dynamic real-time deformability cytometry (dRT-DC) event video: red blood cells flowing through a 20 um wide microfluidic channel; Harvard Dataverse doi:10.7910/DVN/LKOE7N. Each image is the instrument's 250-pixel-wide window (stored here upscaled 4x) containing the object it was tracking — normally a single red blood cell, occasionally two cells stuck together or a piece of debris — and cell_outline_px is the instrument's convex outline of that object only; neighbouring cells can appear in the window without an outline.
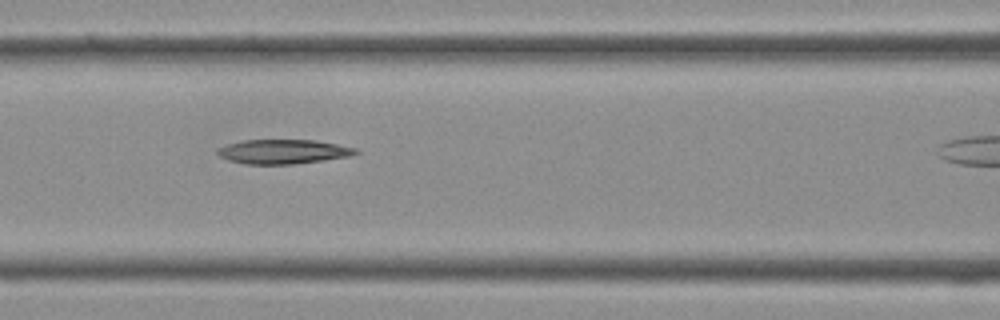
{"species": "Egyptian fruit bat (a non-hibernating species)", "species_latin": "Rousettus aegyptiacus", "temperature_condition": "cold", "stored_images_in_passage": 20, "camera_frame_rate_fps": 3000, "um_per_image_px": 0.085, "frame": {"image": 1, "passage_image": 12, "time_ms": 3.667, "image_size_px": [1000, 320], "cell_outline_px": [[360, 152], [352, 156], [324, 160], [292, 164], [244, 164], [228, 160], [220, 156], [216, 152], [216, 148], [228, 144], [244, 140], [316, 140], [356, 148]], "centroid_in_image_um": [24.07, 12.89], "position_along_channel_um": 142.5, "area_um2": 19.65}}